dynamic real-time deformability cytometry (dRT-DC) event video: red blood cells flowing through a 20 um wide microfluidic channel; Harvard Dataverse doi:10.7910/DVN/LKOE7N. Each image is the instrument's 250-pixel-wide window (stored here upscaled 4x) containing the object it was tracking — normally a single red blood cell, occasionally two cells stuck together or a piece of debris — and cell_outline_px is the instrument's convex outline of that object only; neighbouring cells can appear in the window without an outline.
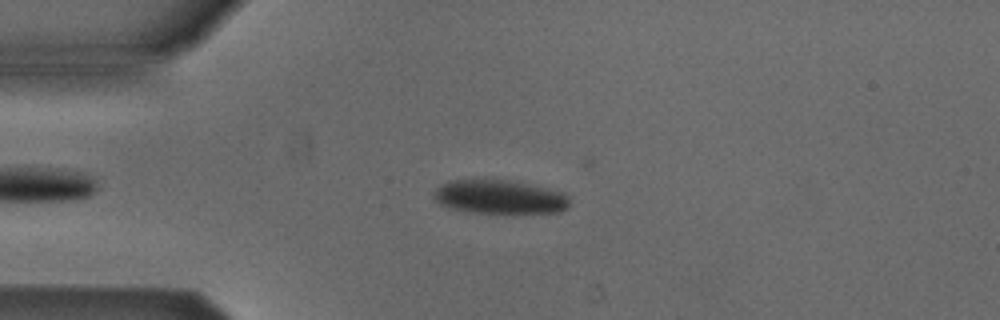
{"species": "Egyptian fruit bat (a non-hibernating species)", "species_latin": "Rousettus aegyptiacus", "temperature_condition": "cold", "stored_images_in_passage": 40, "camera_frame_rate_fps": 3000, "um_per_image_px": 0.085, "animal": {"sex": "male"}, "frame": {"image": 1, "passage_image": 10, "time_ms": 3.0, "image_size_px": [1000, 320], "cell_outline_px": [[568, 208], [560, 212], [512, 216], [464, 212], [448, 208], [440, 204], [432, 196], [436, 188], [452, 180], [500, 180], [524, 184], [564, 192], [568, 196]], "centroid_in_image_um": [42.48, 16.82], "position_along_channel_um": 42.5, "area_um2": 27.57}}
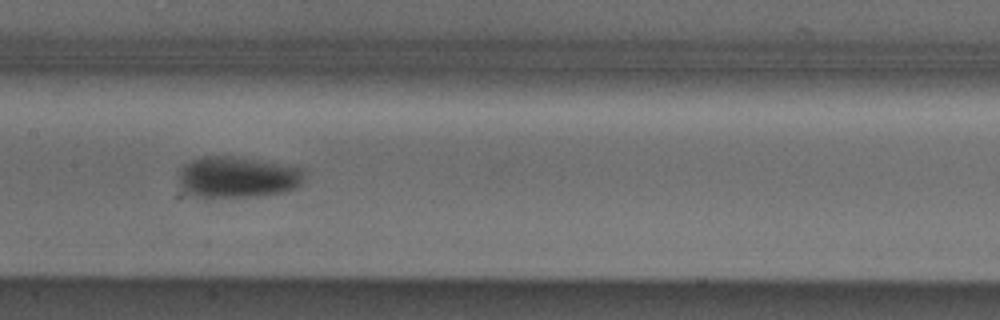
{"frame": {"image": 2, "passage_image": 23, "time_ms": 7.333, "image_size_px": [1000, 320], "cell_outline_px": [[304, 184], [296, 188], [264, 196], [196, 196], [184, 192], [180, 188], [176, 176], [180, 168], [184, 164], [192, 160], [204, 156], [232, 156], [304, 168]], "centroid_in_image_um": [20.16, 15.05], "position_along_channel_um": 187.2, "area_um2": 30.35}}
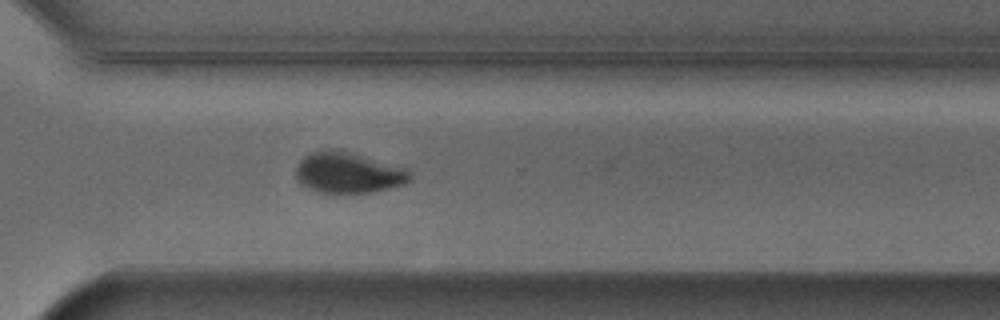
{"frame": {"image": 3, "passage_image": 35, "time_ms": 11.333, "image_size_px": [1000, 320], "cell_outline_px": [[412, 176], [404, 184], [372, 192], [316, 192], [308, 188], [296, 180], [296, 168], [300, 160], [304, 156], [312, 152], [332, 148], [408, 168], [412, 172]], "centroid_in_image_um": [29.59, 14.68], "position_along_channel_um": 341.0, "area_um2": 26.93}, "authors_computed_cell_mechanics": {"area_um2": 28.8133, "velocity_mm_per_s": 3.8498, "shape_relaxation_time_tau1_ms": 3.8546, "shape_relaxation_time_tau2_ms": null, "deformation_change_tau1": 0.112, "deformation_change_tau2": null}}